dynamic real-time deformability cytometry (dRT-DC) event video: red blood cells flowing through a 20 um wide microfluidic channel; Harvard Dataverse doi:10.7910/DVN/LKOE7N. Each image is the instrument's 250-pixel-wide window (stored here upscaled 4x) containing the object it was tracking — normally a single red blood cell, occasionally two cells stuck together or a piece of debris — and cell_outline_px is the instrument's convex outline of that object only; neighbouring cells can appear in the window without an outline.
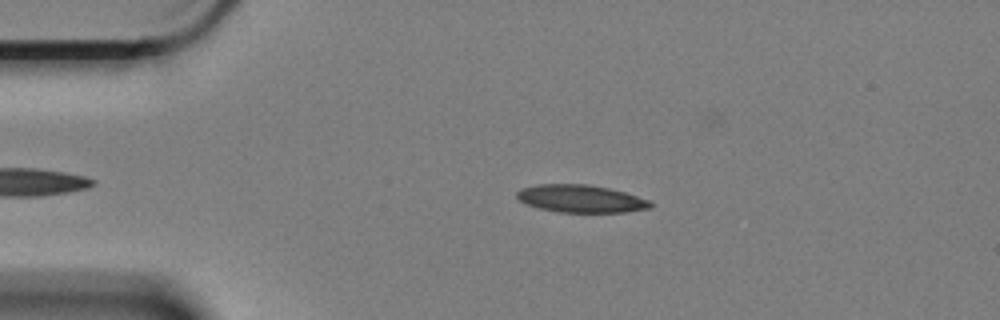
{"species": "Egyptian fruit bat (a non-hibernating species)", "species_latin": "Rousettus aegyptiacus", "temperature_condition": "cold", "stored_images_in_passage": 48, "camera_frame_rate_fps": 3000, "um_per_image_px": 0.085, "animal": {"sex": "female"}, "frame": {"image": 1, "passage_image": 8, "time_ms": 2.333, "image_size_px": [1000, 320], "cell_outline_px": [[652, 204], [648, 208], [624, 212], [560, 212], [540, 208], [528, 204], [520, 200], [516, 196], [516, 192], [520, 188], [536, 184], [588, 184], [608, 188], [624, 192], [648, 200]], "centroid_in_image_um": [49.32, 16.87], "position_along_channel_um": 35.7, "area_um2": 21.21}}
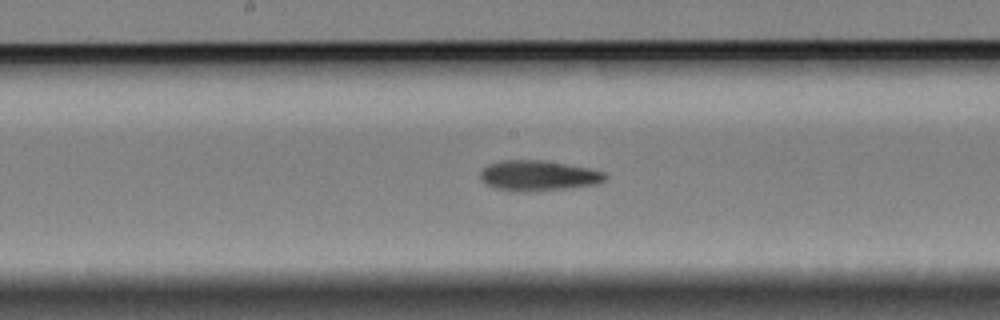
{"frame": {"image": 2, "passage_image": 26, "time_ms": 8.333, "image_size_px": [1000, 320], "cell_outline_px": [[608, 176], [604, 180], [596, 184], [564, 188], [496, 188], [480, 180], [480, 172], [488, 164], [500, 160], [544, 160], [588, 168], [604, 172]], "centroid_in_image_um": [45.77, 14.86], "position_along_channel_um": 202.4, "area_um2": 20.87}}
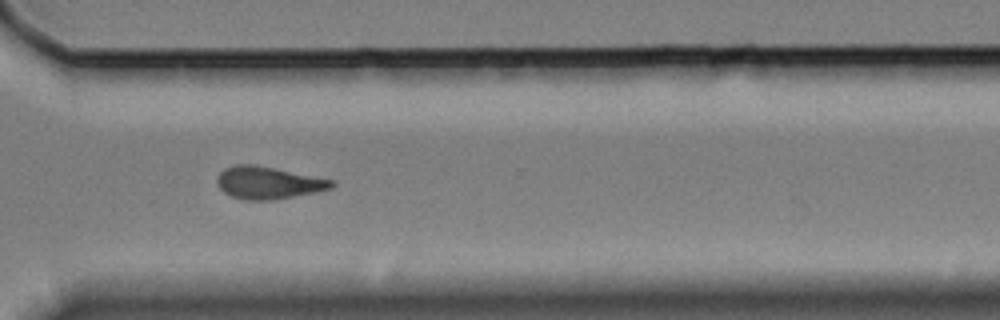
{"frame": {"image": 3, "passage_image": 39, "time_ms": 12.667, "image_size_px": [1000, 320], "cell_outline_px": [[336, 184], [332, 188], [316, 192], [272, 200], [248, 200], [232, 196], [224, 192], [220, 188], [216, 180], [216, 176], [224, 168], [236, 164], [256, 164], [336, 180]], "centroid_in_image_um": [22.82, 15.52], "position_along_channel_um": 347.8, "area_um2": 21.79}, "authors_computed_cell_mechanics": {"area_um2": 21.3571, "velocity_mm_per_s": 3.3551, "shape_relaxation_time_tau1_ms": null, "shape_relaxation_time_tau2_ms": 8.4722, "deformation_change_tau1": null, "deformation_change_tau2": 0.1663}}